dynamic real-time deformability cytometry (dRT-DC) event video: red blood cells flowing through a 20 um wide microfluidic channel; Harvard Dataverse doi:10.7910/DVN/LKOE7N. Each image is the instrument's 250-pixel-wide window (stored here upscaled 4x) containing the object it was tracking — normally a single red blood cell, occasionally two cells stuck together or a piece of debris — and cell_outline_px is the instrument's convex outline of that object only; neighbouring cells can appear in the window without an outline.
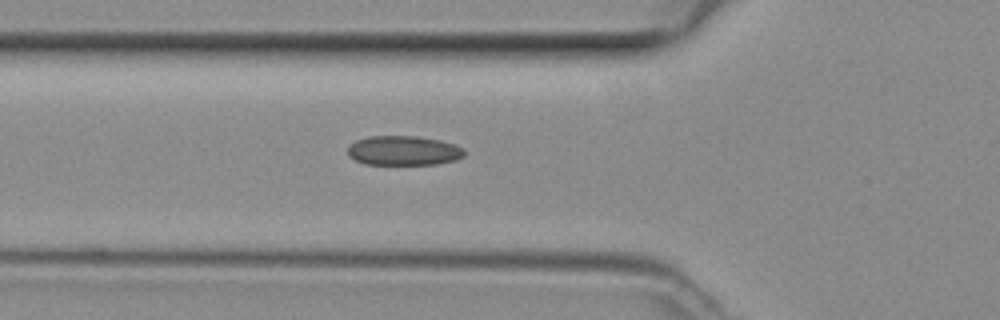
{"species": "common noctule bat (a hibernating species)", "species_latin": "Nyctalus noctula", "temperature_condition": "room temperature", "stored_images_in_passage": 17, "camera_frame_rate_fps": 3000, "um_per_image_px": 0.085, "animal": {"sex": "female", "body_mass_g": 29.2, "forearm_length_mm": 56.3}, "frame": {"image": 1, "passage_image": 2, "time_ms": 0.333, "image_size_px": [1000, 320], "cell_outline_px": [[464, 156], [456, 160], [436, 164], [364, 164], [348, 156], [348, 144], [356, 140], [368, 136], [416, 136], [440, 140], [464, 148]], "centroid_in_image_um": [34.27, 12.8], "position_along_channel_um": 91.5, "area_um2": 20.11}}
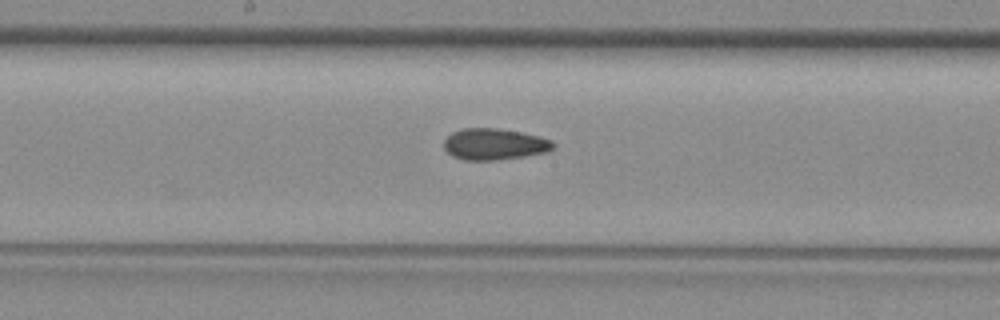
{"frame": {"image": 2, "passage_image": 10, "time_ms": 3.0, "image_size_px": [1000, 320], "cell_outline_px": [[556, 144], [548, 152], [524, 156], [492, 160], [464, 160], [452, 156], [444, 148], [444, 140], [452, 132], [460, 128], [496, 128], [520, 132], [540, 136], [552, 140]], "centroid_in_image_um": [42.02, 12.25], "position_along_channel_um": 206.2, "area_um2": 20.0}}
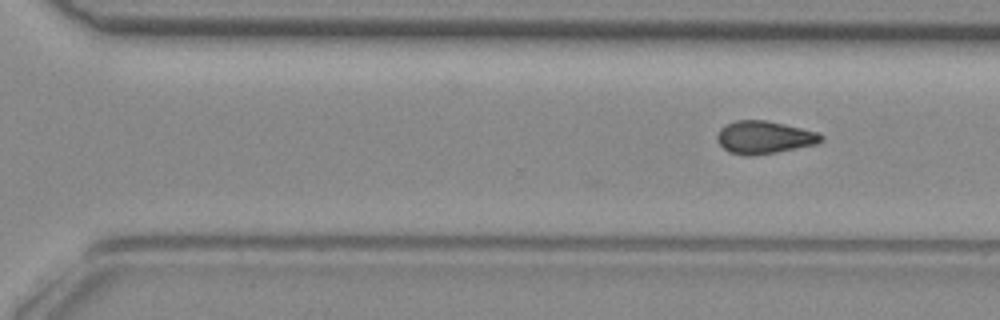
{"frame": {"image": 3, "passage_image": 17, "time_ms": 5.333, "image_size_px": [1000, 320], "cell_outline_px": [[824, 140], [816, 144], [776, 152], [752, 156], [744, 156], [728, 152], [716, 140], [716, 136], [720, 128], [736, 120], [764, 120], [784, 124], [820, 132], [824, 136]], "centroid_in_image_um": [64.96, 11.68], "position_along_channel_um": 305.6, "area_um2": 19.94}}